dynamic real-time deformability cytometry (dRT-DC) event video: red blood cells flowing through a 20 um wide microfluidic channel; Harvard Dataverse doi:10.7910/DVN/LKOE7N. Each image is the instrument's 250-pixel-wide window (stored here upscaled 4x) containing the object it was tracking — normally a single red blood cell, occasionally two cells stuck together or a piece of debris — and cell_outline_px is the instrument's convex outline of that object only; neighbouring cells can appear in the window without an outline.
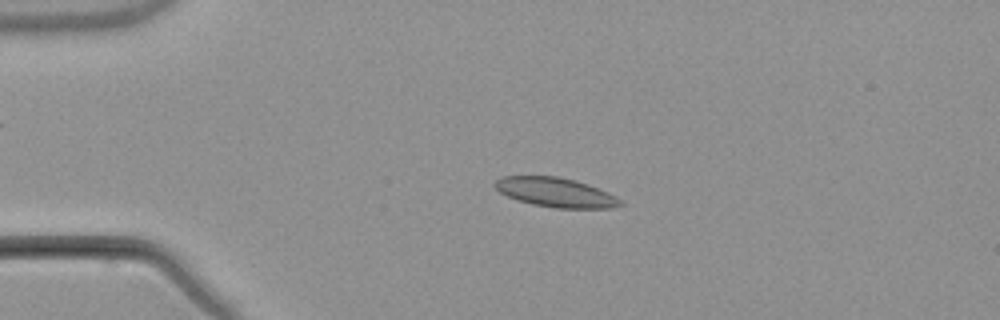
{"species": "common noctule bat (a hibernating species)", "species_latin": "Nyctalus noctula", "temperature_condition": "warm", "stored_images_in_passage": 2, "camera_frame_rate_fps": 3000, "um_per_image_px": 0.085, "animal": {"sex": "male", "body_mass_g": 21.5, "forearm_length_mm": 52.0}, "frame": {"image": 1, "passage_image": 1, "time_ms": 0.0, "image_size_px": [1000, 320], "cell_outline_px": [[624, 204], [612, 208], [556, 208], [532, 204], [516, 200], [500, 192], [492, 184], [496, 180], [504, 176], [560, 176], [576, 180], [588, 184], [608, 192], [616, 196]], "centroid_in_image_um": [47.24, 16.35], "position_along_channel_um": 37.8, "area_um2": 21.56}}